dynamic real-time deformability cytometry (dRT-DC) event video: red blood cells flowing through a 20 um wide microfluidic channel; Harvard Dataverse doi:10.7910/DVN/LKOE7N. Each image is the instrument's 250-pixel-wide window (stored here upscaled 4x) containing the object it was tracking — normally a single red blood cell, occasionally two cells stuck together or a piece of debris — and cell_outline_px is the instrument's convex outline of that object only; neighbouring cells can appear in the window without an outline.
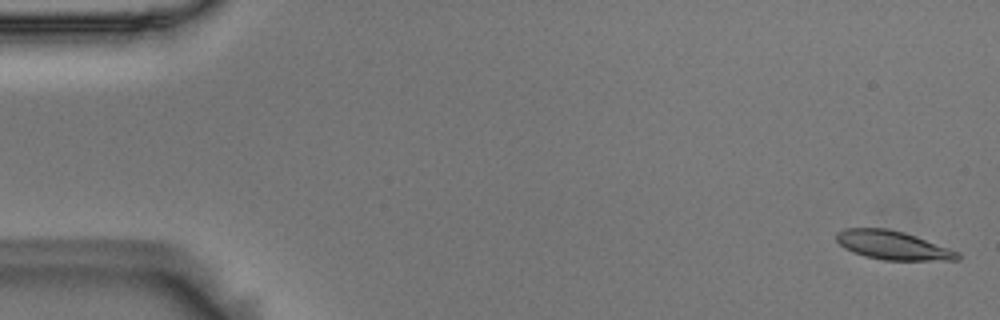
{"species": "Egyptian fruit bat (a non-hibernating species)", "species_latin": "Rousettus aegyptiacus", "temperature_condition": "room temperature", "stored_images_in_passage": 5, "segment_of_instrument_passage": [1, 2], "camera_frame_rate_fps": 3000, "um_per_image_px": 0.085, "animal": {"sex": "male"}, "frame": {"image": 1, "passage_image": 1, "time_ms": 0.0, "image_size_px": [1000, 320], "cell_outline_px": [[960, 260], [884, 260], [864, 256], [852, 252], [844, 248], [836, 240], [836, 232], [844, 228], [888, 228], [904, 232], [916, 236], [960, 252]], "centroid_in_image_um": [75.87, 20.84], "position_along_channel_um": 9.1, "area_um2": 20.4}}